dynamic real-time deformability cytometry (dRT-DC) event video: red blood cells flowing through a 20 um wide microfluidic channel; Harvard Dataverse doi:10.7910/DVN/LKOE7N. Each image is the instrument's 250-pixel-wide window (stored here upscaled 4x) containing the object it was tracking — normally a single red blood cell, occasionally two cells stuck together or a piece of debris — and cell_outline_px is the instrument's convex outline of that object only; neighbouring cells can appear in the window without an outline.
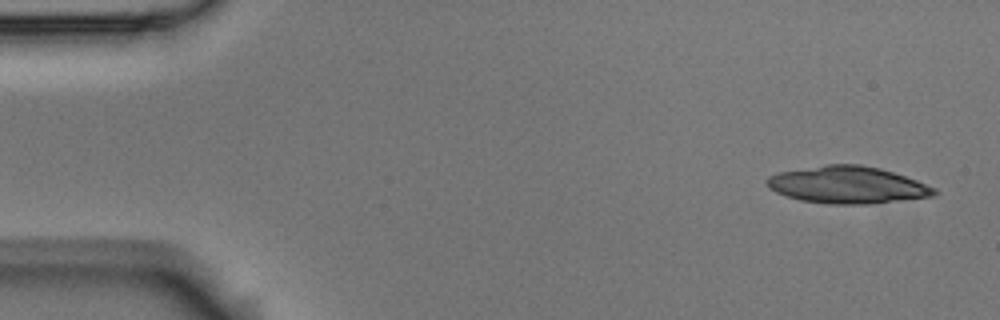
{"species": "Egyptian fruit bat (a non-hibernating species)", "species_latin": "Rousettus aegyptiacus", "temperature_condition": "room temperature", "stored_images_in_passage": 5, "camera_frame_rate_fps": 3000, "um_per_image_px": 0.085, "animal": {"sex": "male"}, "frame": {"image": 1, "passage_image": 1, "time_ms": 0.0, "image_size_px": [1000, 320], "cell_outline_px": [[936, 196], [868, 204], [832, 204], [800, 200], [776, 192], [768, 188], [764, 180], [768, 176], [776, 172], [824, 164], [860, 164], [880, 168], [916, 180], [936, 188]], "centroid_in_image_um": [72.0, 15.71], "position_along_channel_um": 13.0, "area_um2": 36.36}}